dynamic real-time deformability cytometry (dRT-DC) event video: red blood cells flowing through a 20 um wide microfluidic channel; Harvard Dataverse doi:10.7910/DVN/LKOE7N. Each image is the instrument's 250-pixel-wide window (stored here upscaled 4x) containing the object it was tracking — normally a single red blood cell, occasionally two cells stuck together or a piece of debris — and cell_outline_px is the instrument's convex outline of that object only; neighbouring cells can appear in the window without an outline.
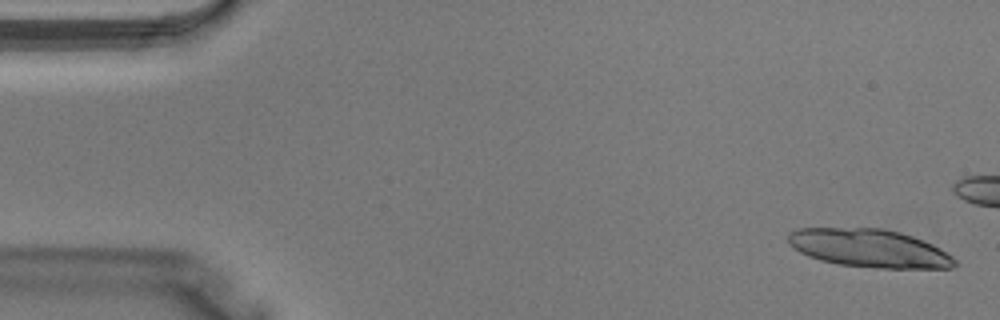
{"species": "Egyptian fruit bat (a non-hibernating species)", "species_latin": "Rousettus aegyptiacus", "temperature_condition": "warm", "stored_images_in_passage": 11, "camera_frame_rate_fps": 3000, "um_per_image_px": 0.085, "animal": {"sex": "male"}, "frame": {"image": 1, "passage_image": 1, "time_ms": 0.0, "image_size_px": [1000, 320], "cell_outline_px": [[956, 264], [952, 268], [876, 268], [840, 264], [820, 260], [808, 256], [792, 248], [788, 244], [788, 232], [796, 228], [884, 228], [900, 232], [912, 236], [932, 244], [940, 248], [952, 256], [956, 260]], "centroid_in_image_um": [73.86, 21.09], "position_along_channel_um": 11.1, "area_um2": 37.17}}